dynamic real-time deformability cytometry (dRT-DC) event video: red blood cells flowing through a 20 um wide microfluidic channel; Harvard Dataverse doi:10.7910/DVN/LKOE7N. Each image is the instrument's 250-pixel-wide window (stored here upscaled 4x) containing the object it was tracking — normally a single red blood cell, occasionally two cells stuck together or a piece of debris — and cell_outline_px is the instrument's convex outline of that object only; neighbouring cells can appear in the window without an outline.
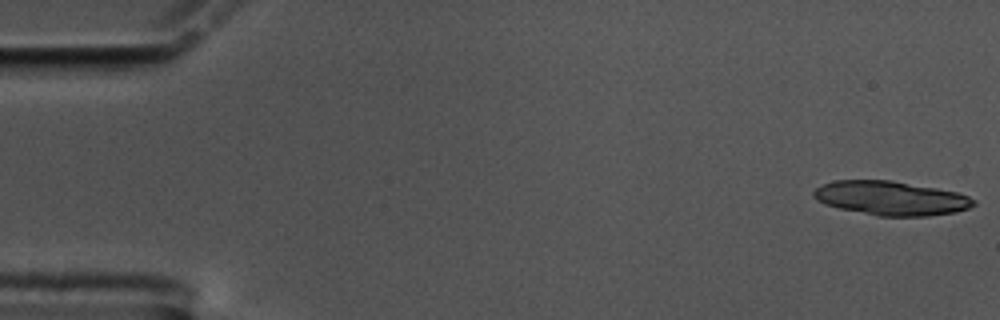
{"species": "common noctule bat (a hibernating species)", "species_latin": "Nyctalus noctula", "temperature_condition": "cold", "stored_images_in_passage": 17, "camera_frame_rate_fps": 3000, "um_per_image_px": 0.085, "animal": {"sex": "male", "body_mass_g": 17.5, "forearm_length_mm": 52.3}, "frame": {"image": 1, "passage_image": 1, "time_ms": 0.0, "image_size_px": [1000, 320], "cell_outline_px": [[976, 204], [968, 208], [956, 212], [928, 216], [876, 216], [840, 208], [824, 204], [816, 200], [812, 196], [812, 192], [816, 188], [824, 184], [836, 180], [892, 180], [936, 188], [956, 192], [968, 196], [976, 200]], "centroid_in_image_um": [75.73, 16.85], "position_along_channel_um": 9.3, "area_um2": 31.85}}